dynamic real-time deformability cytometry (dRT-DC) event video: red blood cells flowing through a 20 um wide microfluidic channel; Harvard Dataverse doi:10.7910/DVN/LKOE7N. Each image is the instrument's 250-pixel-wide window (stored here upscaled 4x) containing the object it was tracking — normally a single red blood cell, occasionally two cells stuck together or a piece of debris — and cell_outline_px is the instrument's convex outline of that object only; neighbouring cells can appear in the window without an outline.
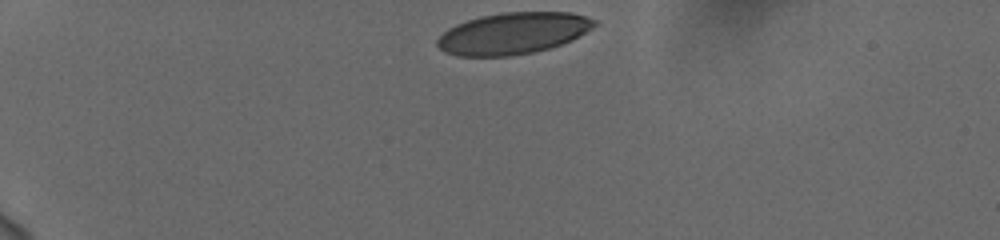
{"species": "human", "species_latin": "Homo sapiens", "temperature_condition": "cold", "stored_images_in_passage": 36, "camera_frame_rate_fps": 3000, "um_per_image_px": 0.085, "donor": {"sex": "female"}, "frame": {"image": 1, "passage_image": 1, "time_ms": 0.0, "image_size_px": [1000, 240], "cell_outline_px": [[596, 24], [592, 28], [572, 40], [536, 52], [512, 56], [456, 56], [444, 52], [436, 44], [436, 40], [448, 28], [456, 24], [480, 16], [504, 12], [568, 12], [584, 16], [596, 20]], "centroid_in_image_um": [43.58, 2.84], "position_along_channel_um": 41.4, "area_um2": 38.03}}
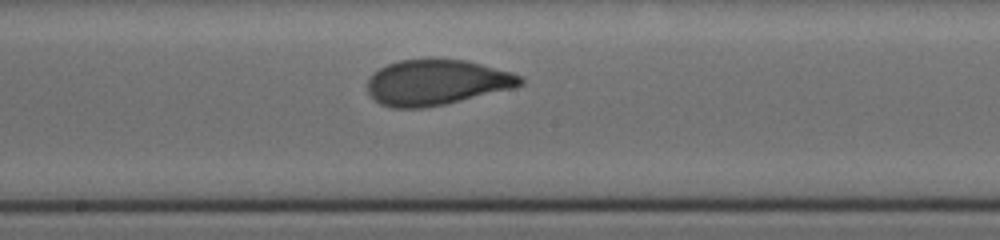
{"frame": {"image": 2, "passage_image": 20, "time_ms": 6.333, "image_size_px": [1000, 240], "cell_outline_px": [[524, 84], [512, 88], [444, 104], [420, 108], [392, 108], [380, 104], [368, 92], [368, 80], [380, 68], [388, 64], [400, 60], [428, 56], [464, 60], [512, 72], [520, 76], [524, 80]], "centroid_in_image_um": [37.1, 6.97], "position_along_channel_um": 211.1, "area_um2": 40.69}}
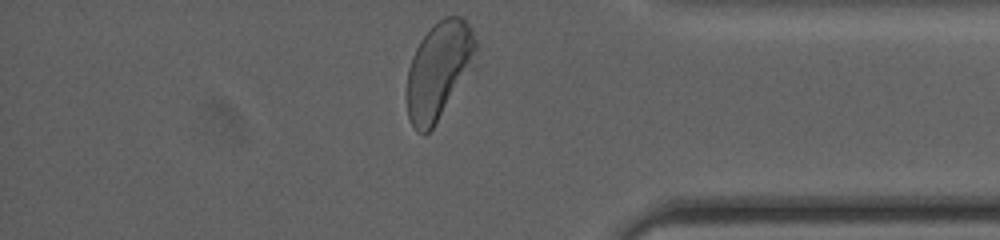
{"frame": {"image": 3, "passage_image": 36, "time_ms": 11.667, "image_size_px": [1000, 240], "cell_outline_px": [[476, 48], [472, 68], [432, 128], [424, 136], [416, 132], [408, 116], [408, 68], [412, 56], [420, 40], [432, 24], [444, 16], [460, 16], [472, 28], [476, 40]], "centroid_in_image_um": [37.29, 5.95], "position_along_channel_um": 397.9, "area_um2": 38.73}, "authors_computed_cell_mechanics": {"area_um2": 40.3444, "velocity_mm_per_s": 3.7149, "shape_relaxation_time_tau1_ms": 4.0495, "shape_relaxation_time_tau2_ms": null, "deformation_change_tau1": 0.1592, "deformation_change_tau2": null}}